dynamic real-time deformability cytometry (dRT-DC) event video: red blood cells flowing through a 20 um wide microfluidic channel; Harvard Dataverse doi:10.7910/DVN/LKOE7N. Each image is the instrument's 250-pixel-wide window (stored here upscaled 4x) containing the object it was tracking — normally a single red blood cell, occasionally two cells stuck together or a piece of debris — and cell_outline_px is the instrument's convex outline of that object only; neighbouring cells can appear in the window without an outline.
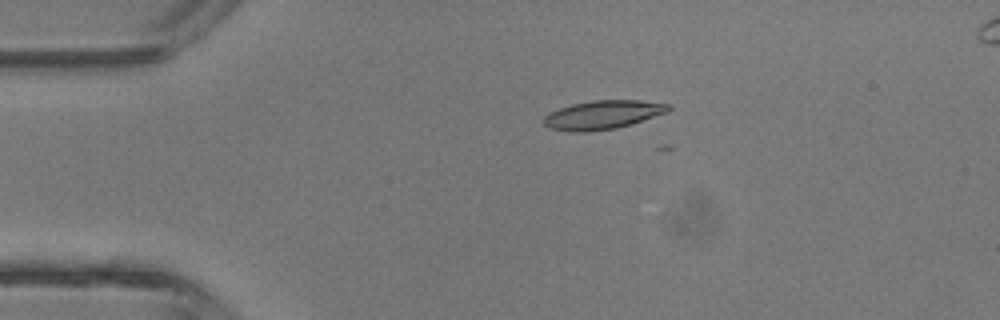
{"species": "common noctule bat (a hibernating species)", "species_latin": "Nyctalus noctula", "temperature_condition": "room temperature", "stored_images_in_passage": 3, "camera_frame_rate_fps": 3000, "um_per_image_px": 0.085, "animal": {"sex": "male", "body_mass_g": 13.3}, "frame": {"image": 1, "passage_image": 3, "time_ms": 2.333, "image_size_px": [1000, 320], "cell_outline_px": [[672, 108], [668, 112], [616, 128], [588, 132], [572, 132], [552, 128], [544, 124], [544, 116], [548, 112], [572, 104], [592, 100], [640, 100], [672, 104]], "centroid_in_image_um": [51.25, 9.75], "position_along_channel_um": 33.7, "area_um2": 20.87}}